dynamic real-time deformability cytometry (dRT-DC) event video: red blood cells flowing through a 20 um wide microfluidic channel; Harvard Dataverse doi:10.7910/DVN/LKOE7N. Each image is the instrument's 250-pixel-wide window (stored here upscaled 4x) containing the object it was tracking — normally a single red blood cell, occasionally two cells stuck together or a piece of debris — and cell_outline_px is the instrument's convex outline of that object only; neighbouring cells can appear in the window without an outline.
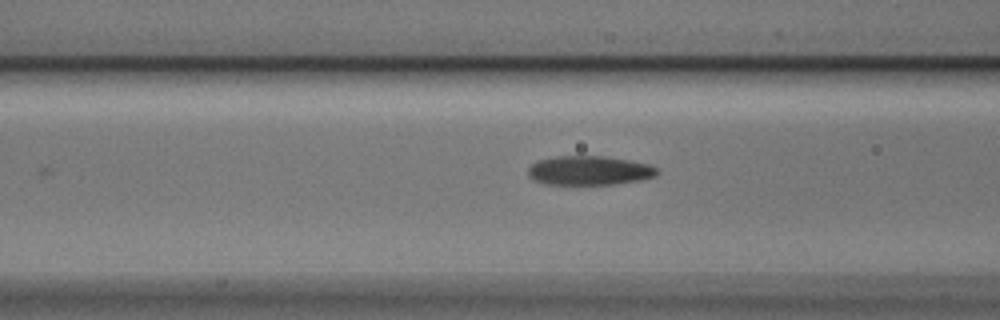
{"species": "Egyptian fruit bat (a non-hibernating species)", "species_latin": "Rousettus aegyptiacus", "temperature_condition": "cold", "stored_images_in_passage": 8, "camera_frame_rate_fps": 3000, "um_per_image_px": 0.085, "animal": {"sex": "male"}, "frame": {"image": 1, "passage_image": 6, "time_ms": 1.667, "image_size_px": [1000, 320], "cell_outline_px": [[660, 172], [656, 176], [640, 180], [616, 184], [544, 184], [532, 180], [528, 176], [528, 168], [536, 160], [556, 156], [604, 156], [648, 164], [656, 168]], "centroid_in_image_um": [50.05, 14.5], "position_along_channel_um": 116.6, "area_um2": 22.02}}